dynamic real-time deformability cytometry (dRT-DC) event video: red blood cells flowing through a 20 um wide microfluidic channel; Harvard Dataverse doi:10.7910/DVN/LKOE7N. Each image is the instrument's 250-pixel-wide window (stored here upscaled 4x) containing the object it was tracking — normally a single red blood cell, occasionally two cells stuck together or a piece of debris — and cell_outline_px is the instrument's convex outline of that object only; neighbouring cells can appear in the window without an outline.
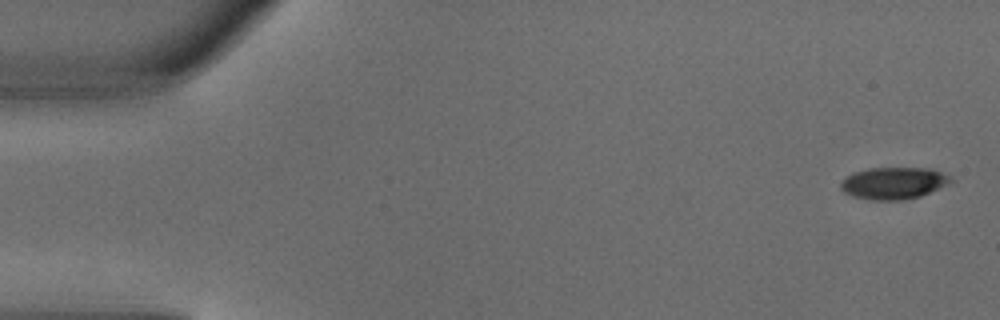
{"species": "common noctule bat (a hibernating species)", "species_latin": "Nyctalus noctula", "temperature_condition": "warm", "stored_images_in_passage": 4, "camera_frame_rate_fps": 3000, "um_per_image_px": 0.085, "animal": {"sex": "male", "body_mass_g": 18.8}, "frame": {"image": 1, "passage_image": 1, "time_ms": 0.0, "image_size_px": [1000, 320], "cell_outline_px": [[952, 180], [948, 184], [920, 196], [900, 200], [872, 200], [852, 196], [844, 192], [840, 188], [840, 180], [852, 172], [868, 168], [932, 168], [948, 176]], "centroid_in_image_um": [75.89, 15.56], "position_along_channel_um": 9.1, "area_um2": 20.46}}
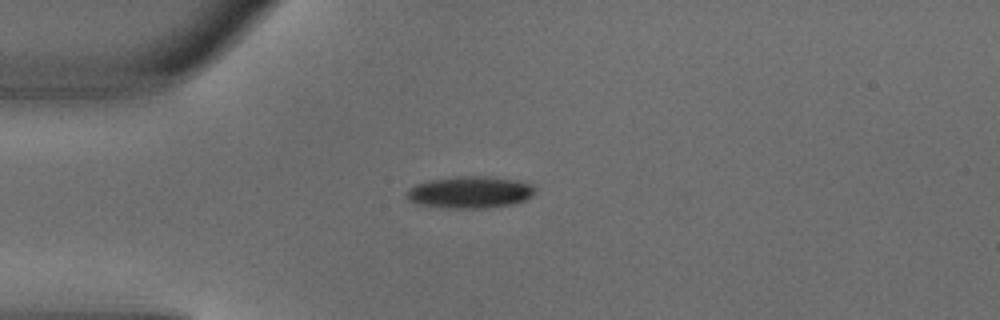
{"frame": {"image": 2, "passage_image": 4, "time_ms": 1.0, "image_size_px": [1000, 320], "cell_outline_px": [[536, 192], [532, 196], [524, 200], [512, 204], [484, 208], [444, 208], [420, 204], [408, 200], [404, 196], [404, 192], [408, 188], [416, 184], [428, 180], [456, 176], [488, 176], [512, 180], [532, 184], [536, 188]], "centroid_in_image_um": [39.9, 16.34], "position_along_channel_um": 45.1, "area_um2": 24.04}}